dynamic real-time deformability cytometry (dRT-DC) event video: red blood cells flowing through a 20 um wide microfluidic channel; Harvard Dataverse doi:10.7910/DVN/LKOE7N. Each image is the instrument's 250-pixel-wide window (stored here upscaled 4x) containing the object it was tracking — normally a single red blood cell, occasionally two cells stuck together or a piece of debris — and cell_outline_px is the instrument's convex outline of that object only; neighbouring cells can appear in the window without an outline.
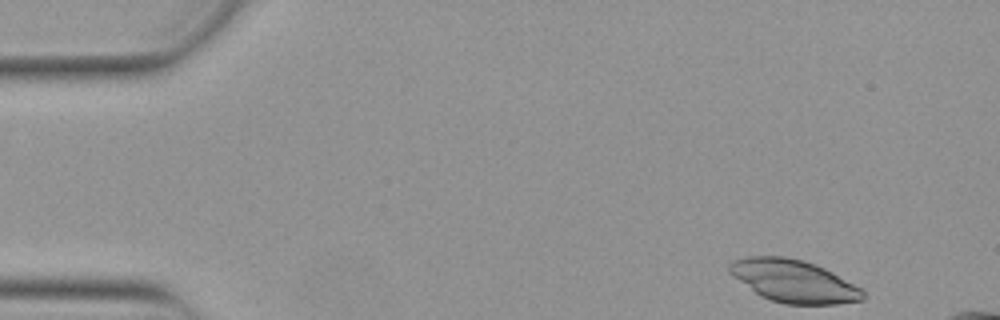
{"species": "Egyptian fruit bat (a non-hibernating species)", "species_latin": "Rousettus aegyptiacus", "temperature_condition": "warm", "stored_images_in_passage": 11, "camera_frame_rate_fps": 3000, "um_per_image_px": 0.085, "animal": {"sex": "female"}, "frame": {"image": 1, "passage_image": 1, "time_ms": 0.0, "image_size_px": [1000, 320], "cell_outline_px": [[864, 300], [836, 304], [784, 304], [760, 296], [728, 272], [728, 264], [732, 260], [748, 256], [784, 256], [804, 260], [816, 264], [864, 288]], "centroid_in_image_um": [67.48, 23.88], "position_along_channel_um": 17.5, "area_um2": 33.29}}